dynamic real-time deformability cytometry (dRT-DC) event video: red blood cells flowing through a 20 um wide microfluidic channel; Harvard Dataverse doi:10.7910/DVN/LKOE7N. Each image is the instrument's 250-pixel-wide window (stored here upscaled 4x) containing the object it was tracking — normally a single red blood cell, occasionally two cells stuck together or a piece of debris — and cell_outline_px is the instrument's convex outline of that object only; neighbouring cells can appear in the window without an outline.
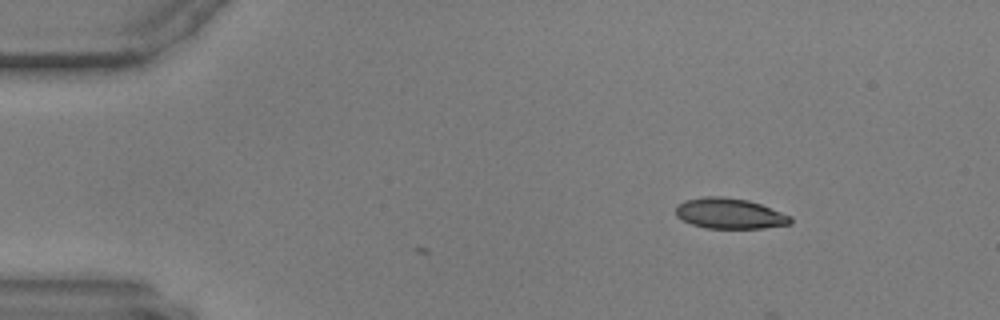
{"species": "common noctule bat (a hibernating species)", "species_latin": "Nyctalus noctula", "temperature_condition": "warm", "stored_images_in_passage": 3, "camera_frame_rate_fps": 3000, "um_per_image_px": 0.085, "animal": {"sex": "male", "body_mass_g": 17.9, "forearm_length_mm": 54.2}, "frame": {"image": 1, "passage_image": 3, "time_ms": 0.667, "image_size_px": [1000, 320], "cell_outline_px": [[792, 224], [764, 228], [708, 228], [692, 224], [676, 216], [676, 204], [684, 200], [704, 196], [720, 196], [748, 200], [760, 204], [792, 216]], "centroid_in_image_um": [62.02, 18.14], "position_along_channel_um": 23.0, "area_um2": 20.46}}